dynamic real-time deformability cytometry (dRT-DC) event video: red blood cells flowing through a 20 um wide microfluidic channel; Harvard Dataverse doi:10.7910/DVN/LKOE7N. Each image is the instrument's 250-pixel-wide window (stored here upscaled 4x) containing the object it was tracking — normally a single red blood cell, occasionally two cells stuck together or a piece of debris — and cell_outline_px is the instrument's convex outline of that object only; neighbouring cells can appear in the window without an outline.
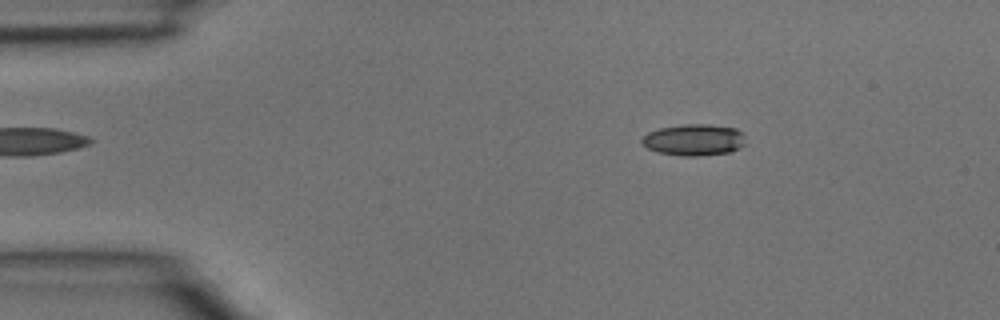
{"species": "common noctule bat (a hibernating species)", "species_latin": "Nyctalus noctula", "temperature_condition": "room temperature", "stored_images_in_passage": 3, "camera_frame_rate_fps": 3000, "um_per_image_px": 0.085, "animal": {"sex": "male", "body_mass_g": 15.6}, "frame": {"image": 1, "passage_image": 1, "time_ms": 0.0, "image_size_px": [1000, 320], "cell_outline_px": [[744, 144], [740, 148], [728, 152], [700, 156], [684, 156], [656, 152], [648, 148], [640, 140], [648, 132], [660, 128], [684, 124], [708, 124], [736, 128], [744, 136]], "centroid_in_image_um": [58.98, 11.89], "position_along_channel_um": 26.0, "area_um2": 18.96}}